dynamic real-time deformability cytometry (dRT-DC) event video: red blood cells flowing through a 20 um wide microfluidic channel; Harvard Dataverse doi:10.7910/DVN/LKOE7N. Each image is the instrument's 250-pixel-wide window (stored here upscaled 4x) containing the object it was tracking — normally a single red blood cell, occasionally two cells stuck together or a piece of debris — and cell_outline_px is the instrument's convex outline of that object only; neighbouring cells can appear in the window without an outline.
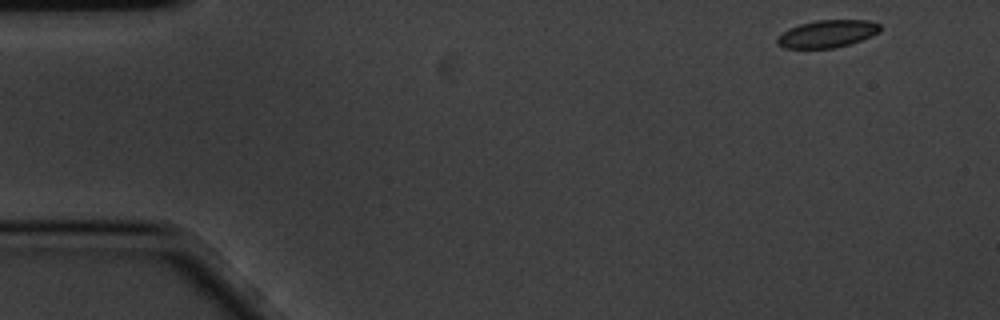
{"species": "common noctule bat (a hibernating species)", "species_latin": "Nyctalus noctula", "temperature_condition": "cold", "stored_images_in_passage": 8, "camera_frame_rate_fps": 3000, "um_per_image_px": 0.085, "animal": {"sex": "male", "body_mass_g": 20.1, "forearm_length_mm": 53.5}, "frame": {"image": 1, "passage_image": 1, "time_ms": 0.0, "image_size_px": [1000, 320], "cell_outline_px": [[880, 32], [872, 36], [848, 44], [832, 48], [784, 48], [776, 44], [776, 36], [788, 28], [800, 24], [816, 20], [868, 20], [880, 24]], "centroid_in_image_um": [70.28, 2.87], "position_along_channel_um": 14.7, "area_um2": 16.53}}
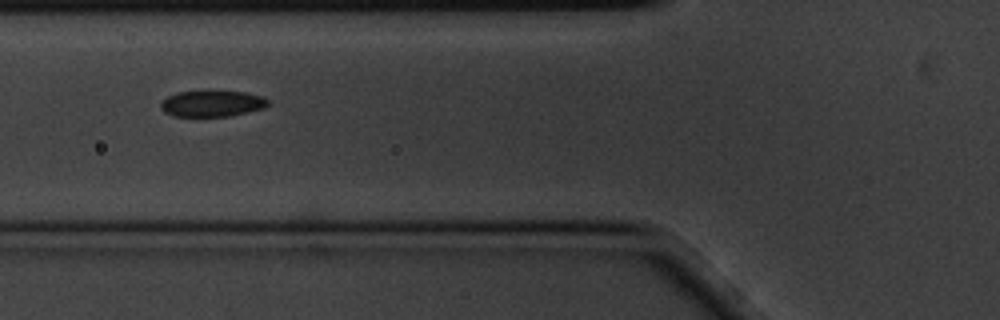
{"frame": {"image": 2, "passage_image": 6, "time_ms": 1.667, "image_size_px": [1000, 320], "cell_outline_px": [[268, 104], [264, 108], [248, 112], [228, 116], [172, 116], [164, 112], [160, 108], [160, 100], [176, 92], [244, 92], [264, 96], [268, 100]], "centroid_in_image_um": [17.99, 8.81], "position_along_channel_um": 107.8, "area_um2": 16.24}}
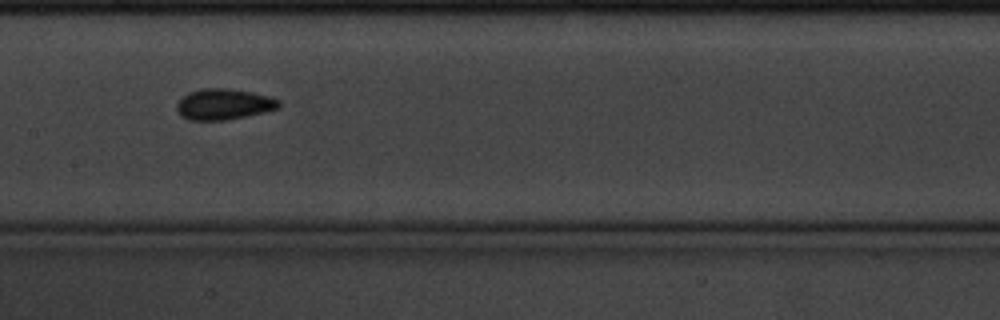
{"frame": {"image": 3, "passage_image": 8, "time_ms": 2.333, "image_size_px": [1000, 320], "cell_outline_px": [[280, 104], [276, 108], [264, 112], [224, 120], [188, 120], [180, 116], [176, 108], [176, 104], [188, 92], [204, 88], [228, 88], [252, 92], [272, 96], [280, 100]], "centroid_in_image_um": [19.0, 8.85], "position_along_channel_um": 188.4, "area_um2": 18.38}}